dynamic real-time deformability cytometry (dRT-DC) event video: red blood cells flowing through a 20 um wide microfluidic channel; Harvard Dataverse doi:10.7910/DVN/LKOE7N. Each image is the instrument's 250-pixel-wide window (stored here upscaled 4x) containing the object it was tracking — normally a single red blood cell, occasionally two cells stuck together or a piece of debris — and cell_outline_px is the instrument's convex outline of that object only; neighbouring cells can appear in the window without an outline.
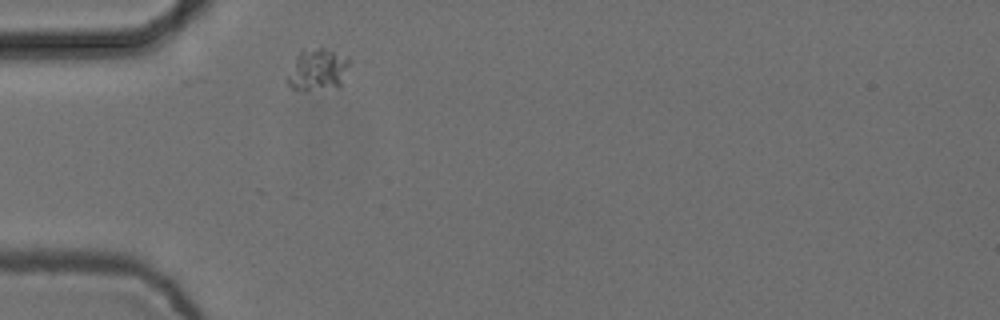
{"species": "common noctule bat (a hibernating species)", "species_latin": "Nyctalus noctula", "temperature_condition": "cold", "stored_images_in_passage": 1, "camera_frame_rate_fps": 3000, "um_per_image_px": 0.085, "animal": {"sex": "female", "body_mass_g": 24.6, "forearm_length_mm": 56.2}, "frame": {"image": 1, "passage_image": 1, "time_ms": 0.0, "image_size_px": [1000, 320], "cell_outline_px": [[352, 60], [340, 88], [304, 92], [292, 88], [288, 84], [288, 76], [300, 48], [324, 48], [348, 56]], "centroid_in_image_um": [27.06, 5.94], "position_along_channel_um": 57.9, "area_um2": 15.72}}